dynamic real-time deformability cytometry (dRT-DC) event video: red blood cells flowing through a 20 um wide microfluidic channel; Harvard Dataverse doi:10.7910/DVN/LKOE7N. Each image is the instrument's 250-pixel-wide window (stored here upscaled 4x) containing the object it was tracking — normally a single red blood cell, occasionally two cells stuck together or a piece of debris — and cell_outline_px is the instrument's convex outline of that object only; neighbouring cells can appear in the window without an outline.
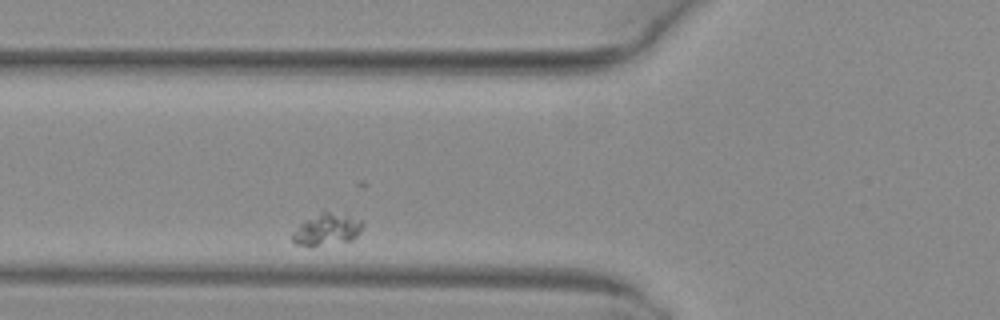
{"species": "common noctule bat (a hibernating species)", "species_latin": "Nyctalus noctula", "temperature_condition": "warm", "stored_images_in_passage": 2, "camera_frame_rate_fps": 3000, "um_per_image_px": 0.085, "animal": {"sex": "female", "body_mass_g": 29.2, "forearm_length_mm": 56.3}, "frame": {"image": 1, "passage_image": 2, "time_ms": 0.333, "image_size_px": [1000, 320], "cell_outline_px": [[364, 224], [360, 232], [352, 240], [312, 248], [308, 248], [296, 244], [292, 240], [292, 236], [300, 224], [304, 220], [324, 208], [364, 220]], "centroid_in_image_um": [27.8, 19.48], "position_along_channel_um": 98.0, "area_um2": 13.76}}